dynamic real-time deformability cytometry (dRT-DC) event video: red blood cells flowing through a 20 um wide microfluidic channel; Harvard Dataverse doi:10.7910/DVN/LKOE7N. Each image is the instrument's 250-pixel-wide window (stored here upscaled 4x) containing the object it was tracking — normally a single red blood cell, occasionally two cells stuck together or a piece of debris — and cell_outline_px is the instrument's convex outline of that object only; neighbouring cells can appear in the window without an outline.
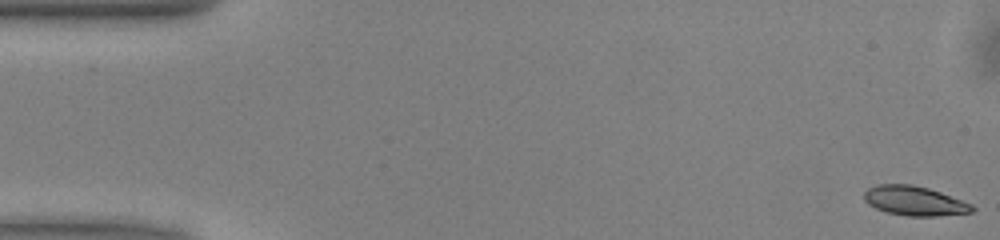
{"species": "common noctule bat (a hibernating species)", "species_latin": "Nyctalus noctula", "temperature_condition": "warm", "stored_images_in_passage": 51, "camera_frame_rate_fps": 3000, "um_per_image_px": 0.085, "animal": {"sex": "male", "body_mass_g": 13.0, "forearm_length_mm": 53.1}, "frame": {"image": 1, "passage_image": 1, "time_ms": 0.0, "image_size_px": [1000, 240], "cell_outline_px": [[976, 208], [972, 212], [936, 216], [908, 216], [888, 212], [876, 208], [868, 204], [864, 200], [864, 192], [868, 188], [880, 184], [912, 184], [928, 188], [940, 192], [972, 204]], "centroid_in_image_um": [77.73, 17.07], "position_along_channel_um": 7.3, "area_um2": 18.44}}
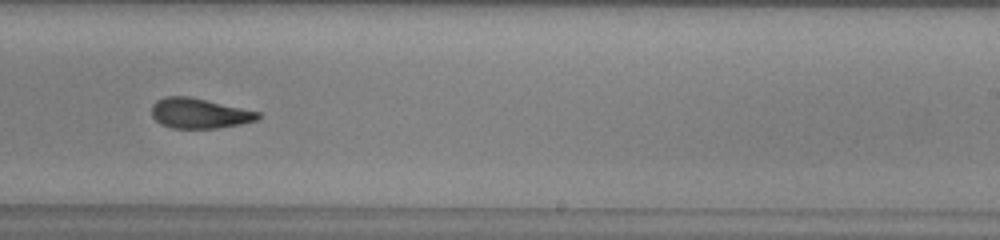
{"frame": {"image": 2, "passage_image": 31, "time_ms": 10.0, "image_size_px": [1000, 240], "cell_outline_px": [[260, 116], [256, 120], [240, 124], [216, 128], [172, 128], [160, 124], [152, 116], [152, 104], [156, 100], [164, 96], [188, 96], [260, 112]], "centroid_in_image_um": [16.9, 9.63], "position_along_channel_um": 272.1, "area_um2": 18.55}}
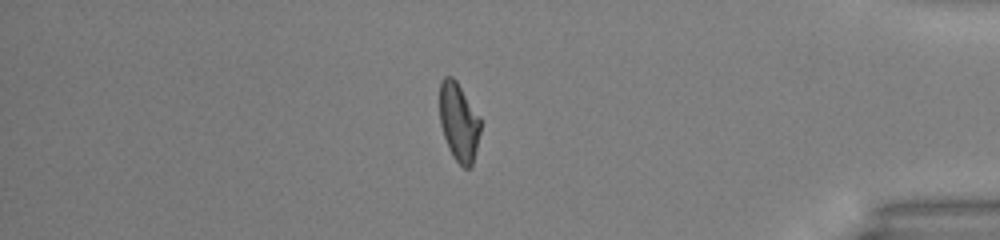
{"frame": {"image": 3, "passage_image": 43, "time_ms": 14.0, "image_size_px": [1000, 240], "cell_outline_px": [[480, 132], [472, 168], [464, 168], [452, 156], [448, 148], [440, 124], [440, 80], [444, 76], [452, 76], [456, 80], [480, 116]], "centroid_in_image_um": [39.0, 10.37], "position_along_channel_um": 396.2, "area_um2": 18.79}, "authors_computed_cell_mechanics": {"area_um2": 19.1896, "velocity_mm_per_s": 4.0451, "shape_relaxation_time_tau1_ms": 4.3098, "shape_relaxation_time_tau2_ms": 1.5712, "deformation_change_tau1": 0.152, "deformation_change_tau2": 0.088}}